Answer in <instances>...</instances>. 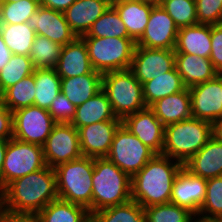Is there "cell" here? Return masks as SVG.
<instances>
[{
    "instance_id": "1",
    "label": "cell",
    "mask_w": 222,
    "mask_h": 222,
    "mask_svg": "<svg viewBox=\"0 0 222 222\" xmlns=\"http://www.w3.org/2000/svg\"><path fill=\"white\" fill-rule=\"evenodd\" d=\"M3 190L4 209L11 213L37 214L59 199L56 174L49 166L15 179Z\"/></svg>"
},
{
    "instance_id": "2",
    "label": "cell",
    "mask_w": 222,
    "mask_h": 222,
    "mask_svg": "<svg viewBox=\"0 0 222 222\" xmlns=\"http://www.w3.org/2000/svg\"><path fill=\"white\" fill-rule=\"evenodd\" d=\"M183 164L170 157L156 154L131 177V197L143 208L170 203L173 182Z\"/></svg>"
},
{
    "instance_id": "3",
    "label": "cell",
    "mask_w": 222,
    "mask_h": 222,
    "mask_svg": "<svg viewBox=\"0 0 222 222\" xmlns=\"http://www.w3.org/2000/svg\"><path fill=\"white\" fill-rule=\"evenodd\" d=\"M130 200L131 177L106 157L94 158L92 213Z\"/></svg>"
},
{
    "instance_id": "4",
    "label": "cell",
    "mask_w": 222,
    "mask_h": 222,
    "mask_svg": "<svg viewBox=\"0 0 222 222\" xmlns=\"http://www.w3.org/2000/svg\"><path fill=\"white\" fill-rule=\"evenodd\" d=\"M213 136V124L191 117L165 126L162 155L186 163Z\"/></svg>"
},
{
    "instance_id": "5",
    "label": "cell",
    "mask_w": 222,
    "mask_h": 222,
    "mask_svg": "<svg viewBox=\"0 0 222 222\" xmlns=\"http://www.w3.org/2000/svg\"><path fill=\"white\" fill-rule=\"evenodd\" d=\"M94 158L81 156L54 168L59 199L85 207L92 214Z\"/></svg>"
},
{
    "instance_id": "6",
    "label": "cell",
    "mask_w": 222,
    "mask_h": 222,
    "mask_svg": "<svg viewBox=\"0 0 222 222\" xmlns=\"http://www.w3.org/2000/svg\"><path fill=\"white\" fill-rule=\"evenodd\" d=\"M102 90L110 101L114 115L121 120L147 107L142 84L130 69L102 74Z\"/></svg>"
},
{
    "instance_id": "7",
    "label": "cell",
    "mask_w": 222,
    "mask_h": 222,
    "mask_svg": "<svg viewBox=\"0 0 222 222\" xmlns=\"http://www.w3.org/2000/svg\"><path fill=\"white\" fill-rule=\"evenodd\" d=\"M93 69L101 74L130 69L136 42L131 38L81 37Z\"/></svg>"
},
{
    "instance_id": "8",
    "label": "cell",
    "mask_w": 222,
    "mask_h": 222,
    "mask_svg": "<svg viewBox=\"0 0 222 222\" xmlns=\"http://www.w3.org/2000/svg\"><path fill=\"white\" fill-rule=\"evenodd\" d=\"M43 146L9 139L1 174V188L27 174L46 167Z\"/></svg>"
},
{
    "instance_id": "9",
    "label": "cell",
    "mask_w": 222,
    "mask_h": 222,
    "mask_svg": "<svg viewBox=\"0 0 222 222\" xmlns=\"http://www.w3.org/2000/svg\"><path fill=\"white\" fill-rule=\"evenodd\" d=\"M156 153L123 124L117 129L106 158L130 177L139 172Z\"/></svg>"
},
{
    "instance_id": "10",
    "label": "cell",
    "mask_w": 222,
    "mask_h": 222,
    "mask_svg": "<svg viewBox=\"0 0 222 222\" xmlns=\"http://www.w3.org/2000/svg\"><path fill=\"white\" fill-rule=\"evenodd\" d=\"M55 124L47 109L23 107L13 112V138L43 146Z\"/></svg>"
},
{
    "instance_id": "11",
    "label": "cell",
    "mask_w": 222,
    "mask_h": 222,
    "mask_svg": "<svg viewBox=\"0 0 222 222\" xmlns=\"http://www.w3.org/2000/svg\"><path fill=\"white\" fill-rule=\"evenodd\" d=\"M46 165L55 168L80 158L79 132L71 123H56L43 145Z\"/></svg>"
},
{
    "instance_id": "12",
    "label": "cell",
    "mask_w": 222,
    "mask_h": 222,
    "mask_svg": "<svg viewBox=\"0 0 222 222\" xmlns=\"http://www.w3.org/2000/svg\"><path fill=\"white\" fill-rule=\"evenodd\" d=\"M192 117L214 124L222 119V74L189 88Z\"/></svg>"
},
{
    "instance_id": "13",
    "label": "cell",
    "mask_w": 222,
    "mask_h": 222,
    "mask_svg": "<svg viewBox=\"0 0 222 222\" xmlns=\"http://www.w3.org/2000/svg\"><path fill=\"white\" fill-rule=\"evenodd\" d=\"M175 67V51L173 49H155L136 46L130 70L143 84L155 79Z\"/></svg>"
},
{
    "instance_id": "14",
    "label": "cell",
    "mask_w": 222,
    "mask_h": 222,
    "mask_svg": "<svg viewBox=\"0 0 222 222\" xmlns=\"http://www.w3.org/2000/svg\"><path fill=\"white\" fill-rule=\"evenodd\" d=\"M178 31L174 20L157 4L152 8L146 29L136 46L174 50Z\"/></svg>"
},
{
    "instance_id": "15",
    "label": "cell",
    "mask_w": 222,
    "mask_h": 222,
    "mask_svg": "<svg viewBox=\"0 0 222 222\" xmlns=\"http://www.w3.org/2000/svg\"><path fill=\"white\" fill-rule=\"evenodd\" d=\"M121 125L122 120L116 117L114 120L80 127L78 132L82 155L93 158L106 157L115 133Z\"/></svg>"
},
{
    "instance_id": "16",
    "label": "cell",
    "mask_w": 222,
    "mask_h": 222,
    "mask_svg": "<svg viewBox=\"0 0 222 222\" xmlns=\"http://www.w3.org/2000/svg\"><path fill=\"white\" fill-rule=\"evenodd\" d=\"M122 124L156 154H162L165 126L150 107L126 116Z\"/></svg>"
},
{
    "instance_id": "17",
    "label": "cell",
    "mask_w": 222,
    "mask_h": 222,
    "mask_svg": "<svg viewBox=\"0 0 222 222\" xmlns=\"http://www.w3.org/2000/svg\"><path fill=\"white\" fill-rule=\"evenodd\" d=\"M27 24L35 30L36 35L44 36L61 46L77 38L61 11L40 6Z\"/></svg>"
},
{
    "instance_id": "18",
    "label": "cell",
    "mask_w": 222,
    "mask_h": 222,
    "mask_svg": "<svg viewBox=\"0 0 222 222\" xmlns=\"http://www.w3.org/2000/svg\"><path fill=\"white\" fill-rule=\"evenodd\" d=\"M206 185L207 179L195 176L183 167L173 182L170 203L184 207L197 216L205 200Z\"/></svg>"
},
{
    "instance_id": "19",
    "label": "cell",
    "mask_w": 222,
    "mask_h": 222,
    "mask_svg": "<svg viewBox=\"0 0 222 222\" xmlns=\"http://www.w3.org/2000/svg\"><path fill=\"white\" fill-rule=\"evenodd\" d=\"M55 70L61 78L99 73L91 65L87 46L81 37L62 46Z\"/></svg>"
},
{
    "instance_id": "20",
    "label": "cell",
    "mask_w": 222,
    "mask_h": 222,
    "mask_svg": "<svg viewBox=\"0 0 222 222\" xmlns=\"http://www.w3.org/2000/svg\"><path fill=\"white\" fill-rule=\"evenodd\" d=\"M111 5L112 0H76L63 13L71 30L81 37Z\"/></svg>"
},
{
    "instance_id": "21",
    "label": "cell",
    "mask_w": 222,
    "mask_h": 222,
    "mask_svg": "<svg viewBox=\"0 0 222 222\" xmlns=\"http://www.w3.org/2000/svg\"><path fill=\"white\" fill-rule=\"evenodd\" d=\"M183 167L204 179L222 176V141L213 135Z\"/></svg>"
},
{
    "instance_id": "22",
    "label": "cell",
    "mask_w": 222,
    "mask_h": 222,
    "mask_svg": "<svg viewBox=\"0 0 222 222\" xmlns=\"http://www.w3.org/2000/svg\"><path fill=\"white\" fill-rule=\"evenodd\" d=\"M211 49V25L195 24L179 29L175 54H192L209 59Z\"/></svg>"
},
{
    "instance_id": "23",
    "label": "cell",
    "mask_w": 222,
    "mask_h": 222,
    "mask_svg": "<svg viewBox=\"0 0 222 222\" xmlns=\"http://www.w3.org/2000/svg\"><path fill=\"white\" fill-rule=\"evenodd\" d=\"M112 6L126 26L128 36L137 42L146 29L151 10L155 4L140 1L112 0Z\"/></svg>"
},
{
    "instance_id": "24",
    "label": "cell",
    "mask_w": 222,
    "mask_h": 222,
    "mask_svg": "<svg viewBox=\"0 0 222 222\" xmlns=\"http://www.w3.org/2000/svg\"><path fill=\"white\" fill-rule=\"evenodd\" d=\"M175 67L186 88L214 79L219 73L208 58L175 54Z\"/></svg>"
},
{
    "instance_id": "25",
    "label": "cell",
    "mask_w": 222,
    "mask_h": 222,
    "mask_svg": "<svg viewBox=\"0 0 222 222\" xmlns=\"http://www.w3.org/2000/svg\"><path fill=\"white\" fill-rule=\"evenodd\" d=\"M150 108L164 126L191 118V96L189 88L157 100Z\"/></svg>"
},
{
    "instance_id": "26",
    "label": "cell",
    "mask_w": 222,
    "mask_h": 222,
    "mask_svg": "<svg viewBox=\"0 0 222 222\" xmlns=\"http://www.w3.org/2000/svg\"><path fill=\"white\" fill-rule=\"evenodd\" d=\"M116 116L111 108L106 93L101 89L93 97L76 106V114L71 124L78 130L80 127L114 120Z\"/></svg>"
},
{
    "instance_id": "27",
    "label": "cell",
    "mask_w": 222,
    "mask_h": 222,
    "mask_svg": "<svg viewBox=\"0 0 222 222\" xmlns=\"http://www.w3.org/2000/svg\"><path fill=\"white\" fill-rule=\"evenodd\" d=\"M102 89V74L89 73L61 78V92L75 106L81 105Z\"/></svg>"
},
{
    "instance_id": "28",
    "label": "cell",
    "mask_w": 222,
    "mask_h": 222,
    "mask_svg": "<svg viewBox=\"0 0 222 222\" xmlns=\"http://www.w3.org/2000/svg\"><path fill=\"white\" fill-rule=\"evenodd\" d=\"M186 87L176 67L163 75L142 84L143 98L147 107L163 97L183 91Z\"/></svg>"
},
{
    "instance_id": "29",
    "label": "cell",
    "mask_w": 222,
    "mask_h": 222,
    "mask_svg": "<svg viewBox=\"0 0 222 222\" xmlns=\"http://www.w3.org/2000/svg\"><path fill=\"white\" fill-rule=\"evenodd\" d=\"M37 215L40 222L91 221V215L85 207L61 199L50 202Z\"/></svg>"
},
{
    "instance_id": "30",
    "label": "cell",
    "mask_w": 222,
    "mask_h": 222,
    "mask_svg": "<svg viewBox=\"0 0 222 222\" xmlns=\"http://www.w3.org/2000/svg\"><path fill=\"white\" fill-rule=\"evenodd\" d=\"M34 82V105L48 110L52 101L61 92V77L55 68L35 69Z\"/></svg>"
},
{
    "instance_id": "31",
    "label": "cell",
    "mask_w": 222,
    "mask_h": 222,
    "mask_svg": "<svg viewBox=\"0 0 222 222\" xmlns=\"http://www.w3.org/2000/svg\"><path fill=\"white\" fill-rule=\"evenodd\" d=\"M0 32L12 54L30 55L36 32L28 26L27 22L20 24H0Z\"/></svg>"
},
{
    "instance_id": "32",
    "label": "cell",
    "mask_w": 222,
    "mask_h": 222,
    "mask_svg": "<svg viewBox=\"0 0 222 222\" xmlns=\"http://www.w3.org/2000/svg\"><path fill=\"white\" fill-rule=\"evenodd\" d=\"M91 222H146V214L139 203L130 200L92 213Z\"/></svg>"
},
{
    "instance_id": "33",
    "label": "cell",
    "mask_w": 222,
    "mask_h": 222,
    "mask_svg": "<svg viewBox=\"0 0 222 222\" xmlns=\"http://www.w3.org/2000/svg\"><path fill=\"white\" fill-rule=\"evenodd\" d=\"M36 93L34 72L15 85L6 89L0 95V101L11 111L34 105Z\"/></svg>"
},
{
    "instance_id": "34",
    "label": "cell",
    "mask_w": 222,
    "mask_h": 222,
    "mask_svg": "<svg viewBox=\"0 0 222 222\" xmlns=\"http://www.w3.org/2000/svg\"><path fill=\"white\" fill-rule=\"evenodd\" d=\"M81 37L130 38L126 26L112 5L93 23L87 34Z\"/></svg>"
},
{
    "instance_id": "35",
    "label": "cell",
    "mask_w": 222,
    "mask_h": 222,
    "mask_svg": "<svg viewBox=\"0 0 222 222\" xmlns=\"http://www.w3.org/2000/svg\"><path fill=\"white\" fill-rule=\"evenodd\" d=\"M34 70L30 56L12 54L9 62L0 70V95L23 78L33 74Z\"/></svg>"
},
{
    "instance_id": "36",
    "label": "cell",
    "mask_w": 222,
    "mask_h": 222,
    "mask_svg": "<svg viewBox=\"0 0 222 222\" xmlns=\"http://www.w3.org/2000/svg\"><path fill=\"white\" fill-rule=\"evenodd\" d=\"M62 46L50 39L36 35L30 51V59L35 69L55 68Z\"/></svg>"
},
{
    "instance_id": "37",
    "label": "cell",
    "mask_w": 222,
    "mask_h": 222,
    "mask_svg": "<svg viewBox=\"0 0 222 222\" xmlns=\"http://www.w3.org/2000/svg\"><path fill=\"white\" fill-rule=\"evenodd\" d=\"M146 222H194L195 215L173 203L156 204L144 208Z\"/></svg>"
},
{
    "instance_id": "38",
    "label": "cell",
    "mask_w": 222,
    "mask_h": 222,
    "mask_svg": "<svg viewBox=\"0 0 222 222\" xmlns=\"http://www.w3.org/2000/svg\"><path fill=\"white\" fill-rule=\"evenodd\" d=\"M40 7L39 0H21L0 3V24H20L27 22Z\"/></svg>"
},
{
    "instance_id": "39",
    "label": "cell",
    "mask_w": 222,
    "mask_h": 222,
    "mask_svg": "<svg viewBox=\"0 0 222 222\" xmlns=\"http://www.w3.org/2000/svg\"><path fill=\"white\" fill-rule=\"evenodd\" d=\"M159 5L180 29L197 24L195 0H160Z\"/></svg>"
},
{
    "instance_id": "40",
    "label": "cell",
    "mask_w": 222,
    "mask_h": 222,
    "mask_svg": "<svg viewBox=\"0 0 222 222\" xmlns=\"http://www.w3.org/2000/svg\"><path fill=\"white\" fill-rule=\"evenodd\" d=\"M222 215V176L207 179L206 196L197 216L217 218Z\"/></svg>"
},
{
    "instance_id": "41",
    "label": "cell",
    "mask_w": 222,
    "mask_h": 222,
    "mask_svg": "<svg viewBox=\"0 0 222 222\" xmlns=\"http://www.w3.org/2000/svg\"><path fill=\"white\" fill-rule=\"evenodd\" d=\"M197 24L222 23V0H195Z\"/></svg>"
},
{
    "instance_id": "42",
    "label": "cell",
    "mask_w": 222,
    "mask_h": 222,
    "mask_svg": "<svg viewBox=\"0 0 222 222\" xmlns=\"http://www.w3.org/2000/svg\"><path fill=\"white\" fill-rule=\"evenodd\" d=\"M48 112L56 123H71L76 114V106L60 92L52 101Z\"/></svg>"
},
{
    "instance_id": "43",
    "label": "cell",
    "mask_w": 222,
    "mask_h": 222,
    "mask_svg": "<svg viewBox=\"0 0 222 222\" xmlns=\"http://www.w3.org/2000/svg\"><path fill=\"white\" fill-rule=\"evenodd\" d=\"M211 43L212 49L209 59L215 70L222 74V23L211 25Z\"/></svg>"
},
{
    "instance_id": "44",
    "label": "cell",
    "mask_w": 222,
    "mask_h": 222,
    "mask_svg": "<svg viewBox=\"0 0 222 222\" xmlns=\"http://www.w3.org/2000/svg\"><path fill=\"white\" fill-rule=\"evenodd\" d=\"M13 137V112L0 101V139L9 140Z\"/></svg>"
},
{
    "instance_id": "45",
    "label": "cell",
    "mask_w": 222,
    "mask_h": 222,
    "mask_svg": "<svg viewBox=\"0 0 222 222\" xmlns=\"http://www.w3.org/2000/svg\"><path fill=\"white\" fill-rule=\"evenodd\" d=\"M1 222H40L37 214L4 211Z\"/></svg>"
},
{
    "instance_id": "46",
    "label": "cell",
    "mask_w": 222,
    "mask_h": 222,
    "mask_svg": "<svg viewBox=\"0 0 222 222\" xmlns=\"http://www.w3.org/2000/svg\"><path fill=\"white\" fill-rule=\"evenodd\" d=\"M40 6L45 8L64 12L68 9L76 0H39Z\"/></svg>"
},
{
    "instance_id": "47",
    "label": "cell",
    "mask_w": 222,
    "mask_h": 222,
    "mask_svg": "<svg viewBox=\"0 0 222 222\" xmlns=\"http://www.w3.org/2000/svg\"><path fill=\"white\" fill-rule=\"evenodd\" d=\"M12 57V52L5 44L0 32V70L9 62Z\"/></svg>"
},
{
    "instance_id": "48",
    "label": "cell",
    "mask_w": 222,
    "mask_h": 222,
    "mask_svg": "<svg viewBox=\"0 0 222 222\" xmlns=\"http://www.w3.org/2000/svg\"><path fill=\"white\" fill-rule=\"evenodd\" d=\"M9 140L0 139V187H1V174L3 169V162L5 158V153L7 150V143Z\"/></svg>"
},
{
    "instance_id": "49",
    "label": "cell",
    "mask_w": 222,
    "mask_h": 222,
    "mask_svg": "<svg viewBox=\"0 0 222 222\" xmlns=\"http://www.w3.org/2000/svg\"><path fill=\"white\" fill-rule=\"evenodd\" d=\"M213 135L222 141V119H219L213 124Z\"/></svg>"
},
{
    "instance_id": "50",
    "label": "cell",
    "mask_w": 222,
    "mask_h": 222,
    "mask_svg": "<svg viewBox=\"0 0 222 222\" xmlns=\"http://www.w3.org/2000/svg\"><path fill=\"white\" fill-rule=\"evenodd\" d=\"M4 209V190L0 187V222L3 216Z\"/></svg>"
},
{
    "instance_id": "51",
    "label": "cell",
    "mask_w": 222,
    "mask_h": 222,
    "mask_svg": "<svg viewBox=\"0 0 222 222\" xmlns=\"http://www.w3.org/2000/svg\"><path fill=\"white\" fill-rule=\"evenodd\" d=\"M194 222H219V221L216 218H206L202 216H195Z\"/></svg>"
},
{
    "instance_id": "52",
    "label": "cell",
    "mask_w": 222,
    "mask_h": 222,
    "mask_svg": "<svg viewBox=\"0 0 222 222\" xmlns=\"http://www.w3.org/2000/svg\"><path fill=\"white\" fill-rule=\"evenodd\" d=\"M128 1L149 2V3L155 4V5L160 3V0H128Z\"/></svg>"
},
{
    "instance_id": "53",
    "label": "cell",
    "mask_w": 222,
    "mask_h": 222,
    "mask_svg": "<svg viewBox=\"0 0 222 222\" xmlns=\"http://www.w3.org/2000/svg\"><path fill=\"white\" fill-rule=\"evenodd\" d=\"M21 0H1V2H5V3H13V2H18Z\"/></svg>"
},
{
    "instance_id": "54",
    "label": "cell",
    "mask_w": 222,
    "mask_h": 222,
    "mask_svg": "<svg viewBox=\"0 0 222 222\" xmlns=\"http://www.w3.org/2000/svg\"><path fill=\"white\" fill-rule=\"evenodd\" d=\"M219 222H222V215L216 218Z\"/></svg>"
}]
</instances>
